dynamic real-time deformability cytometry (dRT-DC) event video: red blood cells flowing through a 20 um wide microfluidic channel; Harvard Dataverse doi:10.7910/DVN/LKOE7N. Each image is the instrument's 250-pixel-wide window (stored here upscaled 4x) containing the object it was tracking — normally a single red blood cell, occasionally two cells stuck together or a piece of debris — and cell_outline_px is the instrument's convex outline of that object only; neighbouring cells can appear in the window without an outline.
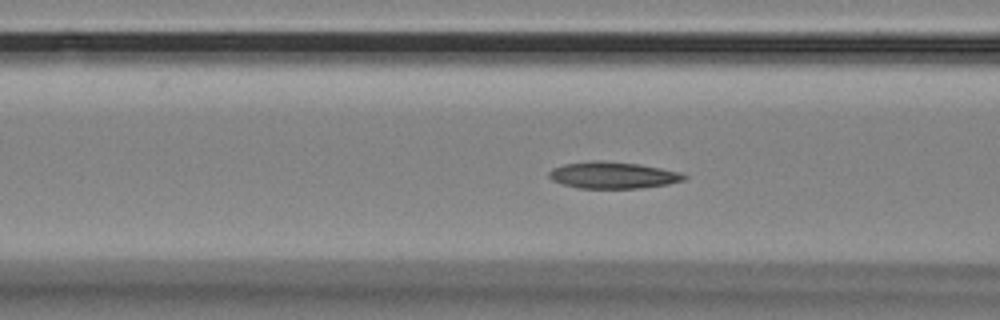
{"species": "Egyptian fruit bat (a non-hibernating species)", "species_latin": "Rousettus aegyptiacus", "temperature_condition": "room temperature", "stored_images_in_passage": 58, "camera_frame_rate_fps": 3000, "um_per_image_px": 0.085, "animal": {"sex": "female"}, "frame": {"image": 1, "passage_image": 22, "time_ms": 7.0, "image_size_px": [1000, 320], "cell_outline_px": [[688, 176], [684, 180], [668, 184], [640, 188], [580, 188], [564, 184], [552, 180], [548, 176], [548, 172], [552, 168], [564, 164], [592, 160], [604, 160], [640, 164], [680, 172]], "centroid_in_image_um": [52.09, 14.88], "position_along_channel_um": 114.5, "area_um2": 21.04}}
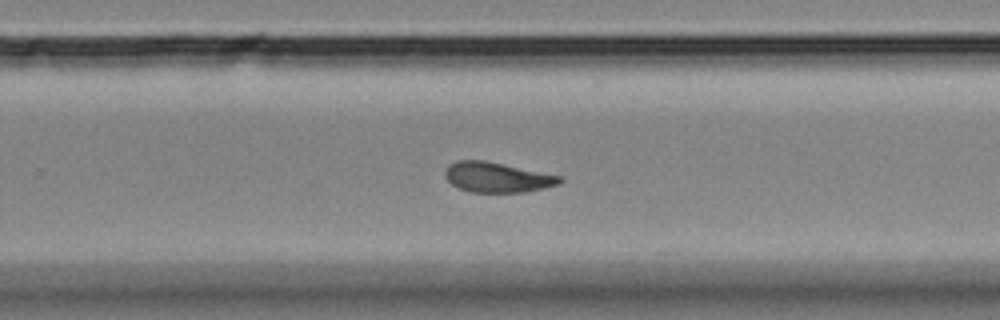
{"frame": {"image": 2, "passage_image": 37, "time_ms": 12.0, "image_size_px": [1000, 320], "cell_outline_px": [[564, 180], [560, 184], [544, 188], [524, 192], [468, 192], [452, 184], [444, 176], [444, 172], [448, 164], [456, 160], [484, 160], [560, 176]], "centroid_in_image_um": [42.23, 15.07], "position_along_channel_um": 287.6, "area_um2": 20.06}}
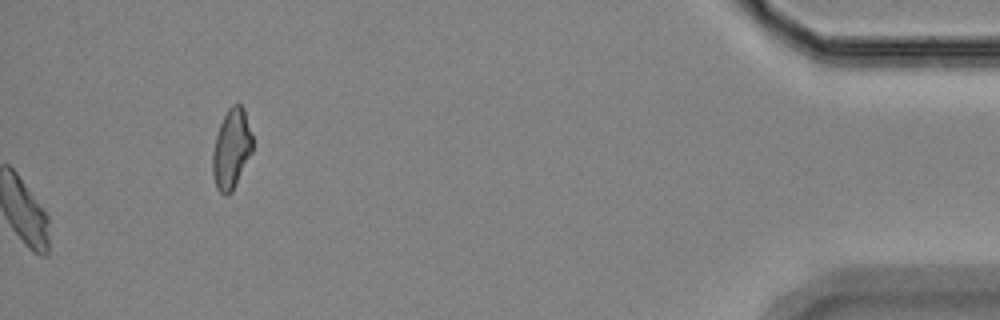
{"frame": {"image": 3, "passage_image": 58, "time_ms": 19.0, "image_size_px": [1000, 320], "cell_outline_px": [[252, 152], [232, 192], [228, 196], [224, 196], [216, 188], [212, 172], [212, 152], [216, 136], [220, 124], [228, 108], [232, 104], [240, 104], [244, 108], [252, 136]], "centroid_in_image_um": [19.66, 12.68], "position_along_channel_um": 415.5, "area_um2": 18.61}, "authors_computed_cell_mechanics": {"area_um2": 20.519, "velocity_mm_per_s": 3.4599, "shape_relaxation_time_tau1_ms": 8.132, "shape_relaxation_time_tau2_ms": 3.7248, "deformation_change_tau1": 0.2007, "deformation_change_tau2": 0.0939}}